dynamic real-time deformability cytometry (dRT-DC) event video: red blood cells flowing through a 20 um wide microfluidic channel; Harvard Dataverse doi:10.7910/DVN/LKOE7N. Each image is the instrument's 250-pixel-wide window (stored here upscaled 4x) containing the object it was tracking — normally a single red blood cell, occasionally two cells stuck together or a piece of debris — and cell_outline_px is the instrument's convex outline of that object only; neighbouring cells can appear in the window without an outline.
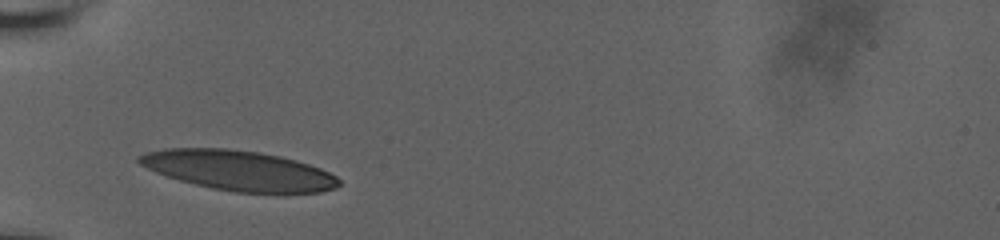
{"species": "human", "species_latin": "Homo sapiens", "temperature_condition": "room temperature", "stored_images_in_passage": 2, "camera_frame_rate_fps": 3000, "um_per_image_px": 0.085, "donor": {"sex": "male"}, "frame": {"image": 1, "passage_image": 1, "time_ms": 0.0, "image_size_px": [1000, 240], "cell_outline_px": [[340, 184], [336, 188], [320, 192], [236, 192], [212, 188], [180, 180], [156, 172], [140, 164], [136, 160], [136, 156], [148, 152], [164, 148], [228, 148], [260, 152], [280, 156], [296, 160], [320, 168], [336, 176], [340, 180]], "centroid_in_image_um": [20.28, 14.47], "position_along_channel_um": 64.7, "area_um2": 46.18}}